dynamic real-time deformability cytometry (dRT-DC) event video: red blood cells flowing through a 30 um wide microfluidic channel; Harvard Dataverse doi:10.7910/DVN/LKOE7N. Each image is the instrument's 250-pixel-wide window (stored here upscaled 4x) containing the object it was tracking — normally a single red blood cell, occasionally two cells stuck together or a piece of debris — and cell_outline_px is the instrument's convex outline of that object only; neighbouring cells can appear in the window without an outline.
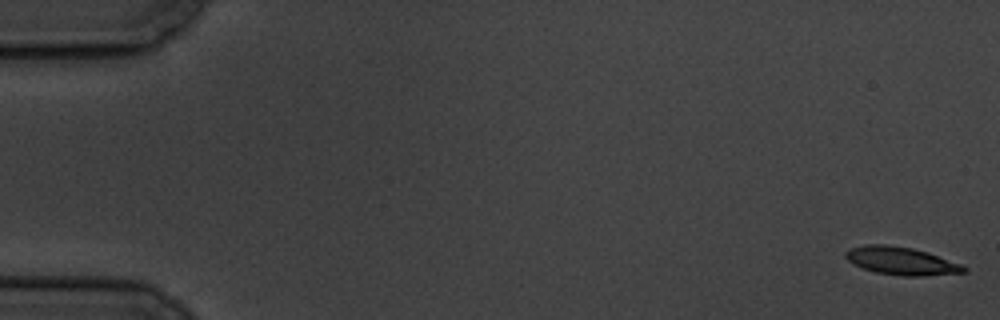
{"species": "common noctule bat (a hibernating species)", "species_latin": "Nyctalus noctula", "temperature_condition": "cold", "stored_images_in_passage": 7, "camera_frame_rate_fps": 3000, "um_per_image_px": 0.085, "animal": {"sex": "male", "body_mass_g": 19.5, "forearm_length_mm": 54.6}, "frame": {"image": 1, "passage_image": 1, "time_ms": 0.0, "image_size_px": [1000, 320], "cell_outline_px": [[968, 272], [924, 276], [900, 276], [876, 272], [852, 264], [844, 256], [844, 252], [848, 248], [864, 244], [884, 244], [912, 248], [928, 252], [960, 264], [968, 268]], "centroid_in_image_um": [76.58, 22.17], "position_along_channel_um": 8.4, "area_um2": 19.36}}
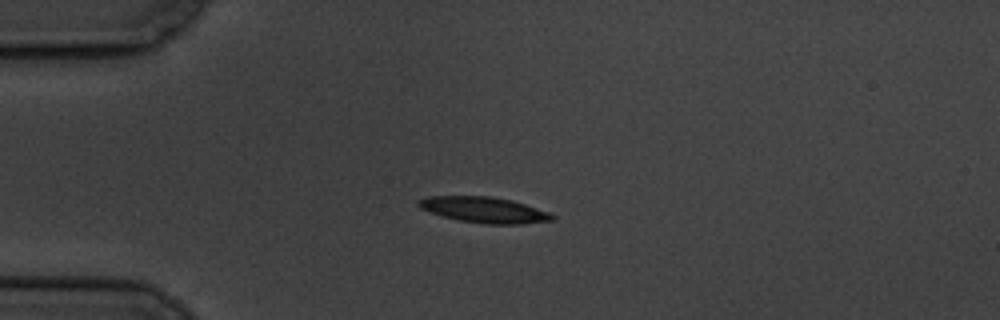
{"frame": {"image": 2, "passage_image": 5, "time_ms": 4.667, "image_size_px": [1000, 320], "cell_outline_px": [[556, 220], [524, 224], [484, 224], [460, 220], [444, 216], [420, 208], [416, 204], [416, 200], [428, 196], [492, 196], [512, 200], [548, 212], [556, 216]], "centroid_in_image_um": [41.17, 17.83], "position_along_channel_um": 43.8, "area_um2": 20.11}}
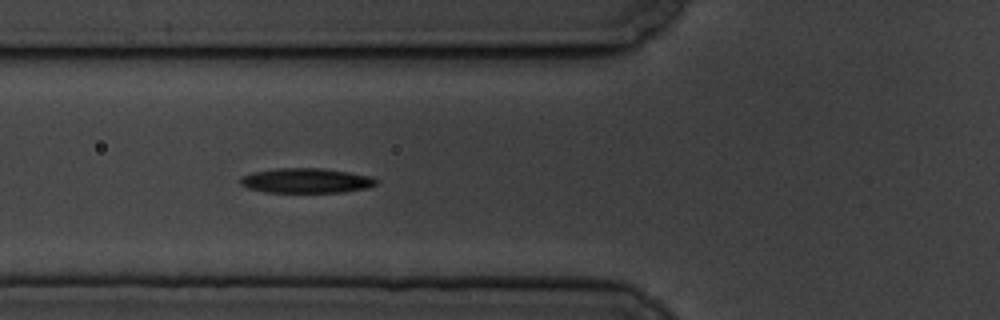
{"frame": {"image": 3, "passage_image": 7, "time_ms": 7.0, "image_size_px": [1000, 320], "cell_outline_px": [[380, 180], [376, 184], [368, 188], [344, 192], [264, 192], [248, 188], [240, 184], [240, 176], [252, 172], [276, 168], [324, 168], [372, 176]], "centroid_in_image_um": [26.04, 15.35], "position_along_channel_um": 99.8, "area_um2": 19.88}}